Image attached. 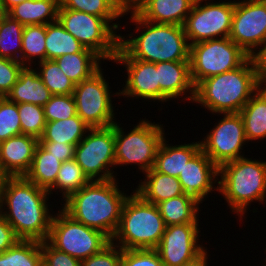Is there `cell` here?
<instances>
[{"instance_id": "681fc988", "label": "cell", "mask_w": 266, "mask_h": 266, "mask_svg": "<svg viewBox=\"0 0 266 266\" xmlns=\"http://www.w3.org/2000/svg\"><path fill=\"white\" fill-rule=\"evenodd\" d=\"M125 14L133 9V0H112Z\"/></svg>"}, {"instance_id": "836d02e7", "label": "cell", "mask_w": 266, "mask_h": 266, "mask_svg": "<svg viewBox=\"0 0 266 266\" xmlns=\"http://www.w3.org/2000/svg\"><path fill=\"white\" fill-rule=\"evenodd\" d=\"M60 5L66 9L102 17L115 31L119 30L120 24L112 23L113 20H118L119 17H124L125 15L112 0H60Z\"/></svg>"}, {"instance_id": "d6a6232c", "label": "cell", "mask_w": 266, "mask_h": 266, "mask_svg": "<svg viewBox=\"0 0 266 266\" xmlns=\"http://www.w3.org/2000/svg\"><path fill=\"white\" fill-rule=\"evenodd\" d=\"M90 182L91 180L86 176L81 166L72 159L61 164L55 183L47 191L51 195L53 194L52 190L59 189L63 194V199L66 200Z\"/></svg>"}, {"instance_id": "f907efd6", "label": "cell", "mask_w": 266, "mask_h": 266, "mask_svg": "<svg viewBox=\"0 0 266 266\" xmlns=\"http://www.w3.org/2000/svg\"><path fill=\"white\" fill-rule=\"evenodd\" d=\"M6 10L9 11L12 7L28 0H1Z\"/></svg>"}, {"instance_id": "ffe728a7", "label": "cell", "mask_w": 266, "mask_h": 266, "mask_svg": "<svg viewBox=\"0 0 266 266\" xmlns=\"http://www.w3.org/2000/svg\"><path fill=\"white\" fill-rule=\"evenodd\" d=\"M39 139L17 135L0 142V165L9 177L25 176L29 171Z\"/></svg>"}, {"instance_id": "e575fe53", "label": "cell", "mask_w": 266, "mask_h": 266, "mask_svg": "<svg viewBox=\"0 0 266 266\" xmlns=\"http://www.w3.org/2000/svg\"><path fill=\"white\" fill-rule=\"evenodd\" d=\"M45 38L46 25L24 26L21 41V63L24 66L32 65V60L36 58L40 60H38V62L46 60Z\"/></svg>"}, {"instance_id": "30bf717a", "label": "cell", "mask_w": 266, "mask_h": 266, "mask_svg": "<svg viewBox=\"0 0 266 266\" xmlns=\"http://www.w3.org/2000/svg\"><path fill=\"white\" fill-rule=\"evenodd\" d=\"M250 56L229 37L190 45V70L193 84L240 67Z\"/></svg>"}, {"instance_id": "4316f807", "label": "cell", "mask_w": 266, "mask_h": 266, "mask_svg": "<svg viewBox=\"0 0 266 266\" xmlns=\"http://www.w3.org/2000/svg\"><path fill=\"white\" fill-rule=\"evenodd\" d=\"M199 205L200 202L185 193L157 204L166 227L177 224H199L197 217Z\"/></svg>"}, {"instance_id": "74e56055", "label": "cell", "mask_w": 266, "mask_h": 266, "mask_svg": "<svg viewBox=\"0 0 266 266\" xmlns=\"http://www.w3.org/2000/svg\"><path fill=\"white\" fill-rule=\"evenodd\" d=\"M18 111L22 134L40 139L46 125L43 106L31 103H20L18 104Z\"/></svg>"}, {"instance_id": "f6af8a7d", "label": "cell", "mask_w": 266, "mask_h": 266, "mask_svg": "<svg viewBox=\"0 0 266 266\" xmlns=\"http://www.w3.org/2000/svg\"><path fill=\"white\" fill-rule=\"evenodd\" d=\"M39 144L48 152L52 153L62 163L74 159L75 145L58 142H39Z\"/></svg>"}, {"instance_id": "7dc6e473", "label": "cell", "mask_w": 266, "mask_h": 266, "mask_svg": "<svg viewBox=\"0 0 266 266\" xmlns=\"http://www.w3.org/2000/svg\"><path fill=\"white\" fill-rule=\"evenodd\" d=\"M256 61L259 68L261 79L266 83V44L264 48L256 55Z\"/></svg>"}, {"instance_id": "484cf974", "label": "cell", "mask_w": 266, "mask_h": 266, "mask_svg": "<svg viewBox=\"0 0 266 266\" xmlns=\"http://www.w3.org/2000/svg\"><path fill=\"white\" fill-rule=\"evenodd\" d=\"M262 86L239 112L244 122L245 137L248 142L266 139V83Z\"/></svg>"}, {"instance_id": "f35d334b", "label": "cell", "mask_w": 266, "mask_h": 266, "mask_svg": "<svg viewBox=\"0 0 266 266\" xmlns=\"http://www.w3.org/2000/svg\"><path fill=\"white\" fill-rule=\"evenodd\" d=\"M21 134L18 104L4 97L0 102V142Z\"/></svg>"}, {"instance_id": "ab89813d", "label": "cell", "mask_w": 266, "mask_h": 266, "mask_svg": "<svg viewBox=\"0 0 266 266\" xmlns=\"http://www.w3.org/2000/svg\"><path fill=\"white\" fill-rule=\"evenodd\" d=\"M43 110L46 122L65 120L77 114L73 94L52 95Z\"/></svg>"}, {"instance_id": "c3c4849f", "label": "cell", "mask_w": 266, "mask_h": 266, "mask_svg": "<svg viewBox=\"0 0 266 266\" xmlns=\"http://www.w3.org/2000/svg\"><path fill=\"white\" fill-rule=\"evenodd\" d=\"M207 259H208V254L207 251L205 250L198 258L185 263L181 266H207Z\"/></svg>"}, {"instance_id": "9a60e30c", "label": "cell", "mask_w": 266, "mask_h": 266, "mask_svg": "<svg viewBox=\"0 0 266 266\" xmlns=\"http://www.w3.org/2000/svg\"><path fill=\"white\" fill-rule=\"evenodd\" d=\"M216 124L200 144L201 150L219 168L227 162L244 157L241 150L248 142L244 122L239 113H226Z\"/></svg>"}, {"instance_id": "60d3db41", "label": "cell", "mask_w": 266, "mask_h": 266, "mask_svg": "<svg viewBox=\"0 0 266 266\" xmlns=\"http://www.w3.org/2000/svg\"><path fill=\"white\" fill-rule=\"evenodd\" d=\"M121 266H164L156 249H122Z\"/></svg>"}, {"instance_id": "bcb514c9", "label": "cell", "mask_w": 266, "mask_h": 266, "mask_svg": "<svg viewBox=\"0 0 266 266\" xmlns=\"http://www.w3.org/2000/svg\"><path fill=\"white\" fill-rule=\"evenodd\" d=\"M19 240L14 229L0 214V253L14 246Z\"/></svg>"}, {"instance_id": "f5cc1de1", "label": "cell", "mask_w": 266, "mask_h": 266, "mask_svg": "<svg viewBox=\"0 0 266 266\" xmlns=\"http://www.w3.org/2000/svg\"><path fill=\"white\" fill-rule=\"evenodd\" d=\"M8 16V11L0 0V25L4 21V19Z\"/></svg>"}, {"instance_id": "816d5d0a", "label": "cell", "mask_w": 266, "mask_h": 266, "mask_svg": "<svg viewBox=\"0 0 266 266\" xmlns=\"http://www.w3.org/2000/svg\"><path fill=\"white\" fill-rule=\"evenodd\" d=\"M9 176L3 171L1 165H0V195H1V192L3 190V187L5 185V182H6V179L8 178Z\"/></svg>"}, {"instance_id": "ee69618b", "label": "cell", "mask_w": 266, "mask_h": 266, "mask_svg": "<svg viewBox=\"0 0 266 266\" xmlns=\"http://www.w3.org/2000/svg\"><path fill=\"white\" fill-rule=\"evenodd\" d=\"M42 261L48 266H81V261L54 248L47 240L41 242Z\"/></svg>"}, {"instance_id": "ac0fdd59", "label": "cell", "mask_w": 266, "mask_h": 266, "mask_svg": "<svg viewBox=\"0 0 266 266\" xmlns=\"http://www.w3.org/2000/svg\"><path fill=\"white\" fill-rule=\"evenodd\" d=\"M219 168L200 149L186 164L180 172L178 179L184 193L194 197L202 203L206 196L212 191H218ZM217 178V180L215 179ZM214 189V190H213Z\"/></svg>"}, {"instance_id": "8fae6325", "label": "cell", "mask_w": 266, "mask_h": 266, "mask_svg": "<svg viewBox=\"0 0 266 266\" xmlns=\"http://www.w3.org/2000/svg\"><path fill=\"white\" fill-rule=\"evenodd\" d=\"M87 134L76 145L74 160L91 181L114 179L115 123L109 127L90 128Z\"/></svg>"}, {"instance_id": "ba28073f", "label": "cell", "mask_w": 266, "mask_h": 266, "mask_svg": "<svg viewBox=\"0 0 266 266\" xmlns=\"http://www.w3.org/2000/svg\"><path fill=\"white\" fill-rule=\"evenodd\" d=\"M57 20L85 48L103 60H114L119 47V34L104 18L60 5Z\"/></svg>"}, {"instance_id": "3957f363", "label": "cell", "mask_w": 266, "mask_h": 266, "mask_svg": "<svg viewBox=\"0 0 266 266\" xmlns=\"http://www.w3.org/2000/svg\"><path fill=\"white\" fill-rule=\"evenodd\" d=\"M117 184L116 178L91 181L63 200L65 203L61 208L75 221L99 230L112 239L129 196L119 190Z\"/></svg>"}, {"instance_id": "7402d4cb", "label": "cell", "mask_w": 266, "mask_h": 266, "mask_svg": "<svg viewBox=\"0 0 266 266\" xmlns=\"http://www.w3.org/2000/svg\"><path fill=\"white\" fill-rule=\"evenodd\" d=\"M34 69L32 66L23 67L17 82L6 96L9 101L44 106L50 100L52 94Z\"/></svg>"}, {"instance_id": "5b68a950", "label": "cell", "mask_w": 266, "mask_h": 266, "mask_svg": "<svg viewBox=\"0 0 266 266\" xmlns=\"http://www.w3.org/2000/svg\"><path fill=\"white\" fill-rule=\"evenodd\" d=\"M218 192L234 214L244 217L250 203L266 201V162L238 158L219 167ZM255 200V201H254Z\"/></svg>"}, {"instance_id": "7a4b0ae2", "label": "cell", "mask_w": 266, "mask_h": 266, "mask_svg": "<svg viewBox=\"0 0 266 266\" xmlns=\"http://www.w3.org/2000/svg\"><path fill=\"white\" fill-rule=\"evenodd\" d=\"M263 83L256 58L250 56L240 67L199 82L192 102L213 114L239 113Z\"/></svg>"}, {"instance_id": "603a6c76", "label": "cell", "mask_w": 266, "mask_h": 266, "mask_svg": "<svg viewBox=\"0 0 266 266\" xmlns=\"http://www.w3.org/2000/svg\"><path fill=\"white\" fill-rule=\"evenodd\" d=\"M145 179L133 190L146 202L157 205L161 201L184 194L177 177L156 172L153 168L144 173Z\"/></svg>"}, {"instance_id": "4dcf8cb0", "label": "cell", "mask_w": 266, "mask_h": 266, "mask_svg": "<svg viewBox=\"0 0 266 266\" xmlns=\"http://www.w3.org/2000/svg\"><path fill=\"white\" fill-rule=\"evenodd\" d=\"M45 47L47 60H55L62 55L82 52L85 49L58 20L46 25Z\"/></svg>"}, {"instance_id": "6da1fadb", "label": "cell", "mask_w": 266, "mask_h": 266, "mask_svg": "<svg viewBox=\"0 0 266 266\" xmlns=\"http://www.w3.org/2000/svg\"><path fill=\"white\" fill-rule=\"evenodd\" d=\"M49 195L24 176L6 179L0 195V214L20 240H48L53 218L47 203Z\"/></svg>"}, {"instance_id": "2e32d148", "label": "cell", "mask_w": 266, "mask_h": 266, "mask_svg": "<svg viewBox=\"0 0 266 266\" xmlns=\"http://www.w3.org/2000/svg\"><path fill=\"white\" fill-rule=\"evenodd\" d=\"M199 224H177L165 228L156 250L164 266H181L198 258L207 248L198 244Z\"/></svg>"}, {"instance_id": "1f68e13d", "label": "cell", "mask_w": 266, "mask_h": 266, "mask_svg": "<svg viewBox=\"0 0 266 266\" xmlns=\"http://www.w3.org/2000/svg\"><path fill=\"white\" fill-rule=\"evenodd\" d=\"M41 262V242L35 240H19L0 253V266H39Z\"/></svg>"}, {"instance_id": "f1b7e54d", "label": "cell", "mask_w": 266, "mask_h": 266, "mask_svg": "<svg viewBox=\"0 0 266 266\" xmlns=\"http://www.w3.org/2000/svg\"><path fill=\"white\" fill-rule=\"evenodd\" d=\"M90 127L76 114L65 120L46 122L39 142H58L77 145Z\"/></svg>"}, {"instance_id": "d4e9b609", "label": "cell", "mask_w": 266, "mask_h": 266, "mask_svg": "<svg viewBox=\"0 0 266 266\" xmlns=\"http://www.w3.org/2000/svg\"><path fill=\"white\" fill-rule=\"evenodd\" d=\"M59 6L60 0H28L12 7L8 15L23 26L47 25L57 21Z\"/></svg>"}, {"instance_id": "4fadbf2b", "label": "cell", "mask_w": 266, "mask_h": 266, "mask_svg": "<svg viewBox=\"0 0 266 266\" xmlns=\"http://www.w3.org/2000/svg\"><path fill=\"white\" fill-rule=\"evenodd\" d=\"M201 2L203 0H195L183 25L189 44L229 37L234 1H206L204 5Z\"/></svg>"}, {"instance_id": "d590c367", "label": "cell", "mask_w": 266, "mask_h": 266, "mask_svg": "<svg viewBox=\"0 0 266 266\" xmlns=\"http://www.w3.org/2000/svg\"><path fill=\"white\" fill-rule=\"evenodd\" d=\"M24 26L9 15L0 25V57L21 62Z\"/></svg>"}, {"instance_id": "b9f144b4", "label": "cell", "mask_w": 266, "mask_h": 266, "mask_svg": "<svg viewBox=\"0 0 266 266\" xmlns=\"http://www.w3.org/2000/svg\"><path fill=\"white\" fill-rule=\"evenodd\" d=\"M24 65L21 62L0 57V93L6 97L19 78Z\"/></svg>"}, {"instance_id": "277c9868", "label": "cell", "mask_w": 266, "mask_h": 266, "mask_svg": "<svg viewBox=\"0 0 266 266\" xmlns=\"http://www.w3.org/2000/svg\"><path fill=\"white\" fill-rule=\"evenodd\" d=\"M130 11L129 19L141 33L136 37L132 33L127 40L119 34V47L129 57L152 63L190 61V44L182 25L148 22Z\"/></svg>"}, {"instance_id": "5bb4252c", "label": "cell", "mask_w": 266, "mask_h": 266, "mask_svg": "<svg viewBox=\"0 0 266 266\" xmlns=\"http://www.w3.org/2000/svg\"><path fill=\"white\" fill-rule=\"evenodd\" d=\"M229 38L256 57L266 44V0H234Z\"/></svg>"}, {"instance_id": "83f0119b", "label": "cell", "mask_w": 266, "mask_h": 266, "mask_svg": "<svg viewBox=\"0 0 266 266\" xmlns=\"http://www.w3.org/2000/svg\"><path fill=\"white\" fill-rule=\"evenodd\" d=\"M101 58L85 48L82 52L65 54L55 59L63 73L75 84L89 78L101 66Z\"/></svg>"}, {"instance_id": "d6986e66", "label": "cell", "mask_w": 266, "mask_h": 266, "mask_svg": "<svg viewBox=\"0 0 266 266\" xmlns=\"http://www.w3.org/2000/svg\"><path fill=\"white\" fill-rule=\"evenodd\" d=\"M155 64L160 85V101L179 99V96L182 98L188 92L190 95L184 99L192 102L195 85L191 78L190 61H170Z\"/></svg>"}, {"instance_id": "9c48e42d", "label": "cell", "mask_w": 266, "mask_h": 266, "mask_svg": "<svg viewBox=\"0 0 266 266\" xmlns=\"http://www.w3.org/2000/svg\"><path fill=\"white\" fill-rule=\"evenodd\" d=\"M57 213L53 215L47 240L57 250L82 261L111 243L106 234L75 221L62 209Z\"/></svg>"}, {"instance_id": "cb8c5ba5", "label": "cell", "mask_w": 266, "mask_h": 266, "mask_svg": "<svg viewBox=\"0 0 266 266\" xmlns=\"http://www.w3.org/2000/svg\"><path fill=\"white\" fill-rule=\"evenodd\" d=\"M164 137L156 153L153 169L173 177L179 176L185 164L201 149L200 142L172 145Z\"/></svg>"}, {"instance_id": "f546056e", "label": "cell", "mask_w": 266, "mask_h": 266, "mask_svg": "<svg viewBox=\"0 0 266 266\" xmlns=\"http://www.w3.org/2000/svg\"><path fill=\"white\" fill-rule=\"evenodd\" d=\"M62 162L38 144L25 178L38 187L48 190L56 181Z\"/></svg>"}, {"instance_id": "8992f818", "label": "cell", "mask_w": 266, "mask_h": 266, "mask_svg": "<svg viewBox=\"0 0 266 266\" xmlns=\"http://www.w3.org/2000/svg\"><path fill=\"white\" fill-rule=\"evenodd\" d=\"M132 193L124 203L111 242L121 249H156L166 228L164 220L157 205Z\"/></svg>"}, {"instance_id": "52a82bcc", "label": "cell", "mask_w": 266, "mask_h": 266, "mask_svg": "<svg viewBox=\"0 0 266 266\" xmlns=\"http://www.w3.org/2000/svg\"><path fill=\"white\" fill-rule=\"evenodd\" d=\"M115 122V167L138 165V169L148 172L154 167L157 150L165 131L162 125L141 120L128 134Z\"/></svg>"}, {"instance_id": "44dd1931", "label": "cell", "mask_w": 266, "mask_h": 266, "mask_svg": "<svg viewBox=\"0 0 266 266\" xmlns=\"http://www.w3.org/2000/svg\"><path fill=\"white\" fill-rule=\"evenodd\" d=\"M195 0H134L133 10L153 23L184 25Z\"/></svg>"}, {"instance_id": "db71d44e", "label": "cell", "mask_w": 266, "mask_h": 266, "mask_svg": "<svg viewBox=\"0 0 266 266\" xmlns=\"http://www.w3.org/2000/svg\"><path fill=\"white\" fill-rule=\"evenodd\" d=\"M39 266H48V265L42 261V262L39 264Z\"/></svg>"}, {"instance_id": "e0dca14e", "label": "cell", "mask_w": 266, "mask_h": 266, "mask_svg": "<svg viewBox=\"0 0 266 266\" xmlns=\"http://www.w3.org/2000/svg\"><path fill=\"white\" fill-rule=\"evenodd\" d=\"M113 61L124 65L128 76L124 89L113 95L160 101V85L155 63L132 59L120 47Z\"/></svg>"}, {"instance_id": "11a10c76", "label": "cell", "mask_w": 266, "mask_h": 266, "mask_svg": "<svg viewBox=\"0 0 266 266\" xmlns=\"http://www.w3.org/2000/svg\"><path fill=\"white\" fill-rule=\"evenodd\" d=\"M4 96L0 93V102L3 100Z\"/></svg>"}, {"instance_id": "7c38bea8", "label": "cell", "mask_w": 266, "mask_h": 266, "mask_svg": "<svg viewBox=\"0 0 266 266\" xmlns=\"http://www.w3.org/2000/svg\"><path fill=\"white\" fill-rule=\"evenodd\" d=\"M101 67L89 78L75 85L73 96L77 115L90 128H103L115 123L109 84Z\"/></svg>"}, {"instance_id": "7bdbcfd3", "label": "cell", "mask_w": 266, "mask_h": 266, "mask_svg": "<svg viewBox=\"0 0 266 266\" xmlns=\"http://www.w3.org/2000/svg\"><path fill=\"white\" fill-rule=\"evenodd\" d=\"M122 249L112 242L101 252L81 261V266H121Z\"/></svg>"}, {"instance_id": "8d00e7d4", "label": "cell", "mask_w": 266, "mask_h": 266, "mask_svg": "<svg viewBox=\"0 0 266 266\" xmlns=\"http://www.w3.org/2000/svg\"><path fill=\"white\" fill-rule=\"evenodd\" d=\"M38 65L41 67L37 70L38 75L52 95L73 94L76 84L63 73L55 60L46 59Z\"/></svg>"}]
</instances>
